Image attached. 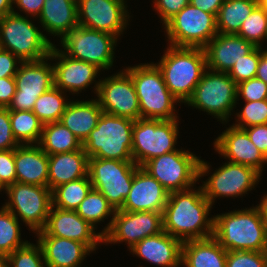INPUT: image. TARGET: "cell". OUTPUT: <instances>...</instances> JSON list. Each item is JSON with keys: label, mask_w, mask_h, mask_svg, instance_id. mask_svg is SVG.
Segmentation results:
<instances>
[{"label": "cell", "mask_w": 267, "mask_h": 267, "mask_svg": "<svg viewBox=\"0 0 267 267\" xmlns=\"http://www.w3.org/2000/svg\"><path fill=\"white\" fill-rule=\"evenodd\" d=\"M196 188L170 192L163 211V231L181 242L205 239L214 233V217L209 216L213 205L202 187Z\"/></svg>", "instance_id": "obj_1"}, {"label": "cell", "mask_w": 267, "mask_h": 267, "mask_svg": "<svg viewBox=\"0 0 267 267\" xmlns=\"http://www.w3.org/2000/svg\"><path fill=\"white\" fill-rule=\"evenodd\" d=\"M213 237L227 251H264L267 227L255 206L214 215Z\"/></svg>", "instance_id": "obj_2"}, {"label": "cell", "mask_w": 267, "mask_h": 267, "mask_svg": "<svg viewBox=\"0 0 267 267\" xmlns=\"http://www.w3.org/2000/svg\"><path fill=\"white\" fill-rule=\"evenodd\" d=\"M167 46L155 65L171 94L186 105L207 69L206 54L204 48Z\"/></svg>", "instance_id": "obj_3"}, {"label": "cell", "mask_w": 267, "mask_h": 267, "mask_svg": "<svg viewBox=\"0 0 267 267\" xmlns=\"http://www.w3.org/2000/svg\"><path fill=\"white\" fill-rule=\"evenodd\" d=\"M124 70L134 83L142 119H179L175 103L177 105L180 102L167 88L162 73L154 62L140 63Z\"/></svg>", "instance_id": "obj_4"}, {"label": "cell", "mask_w": 267, "mask_h": 267, "mask_svg": "<svg viewBox=\"0 0 267 267\" xmlns=\"http://www.w3.org/2000/svg\"><path fill=\"white\" fill-rule=\"evenodd\" d=\"M200 158L190 150L181 148L150 159L142 168L157 179L169 193L183 191L195 187L196 183L200 182L199 179L212 173V165Z\"/></svg>", "instance_id": "obj_5"}, {"label": "cell", "mask_w": 267, "mask_h": 267, "mask_svg": "<svg viewBox=\"0 0 267 267\" xmlns=\"http://www.w3.org/2000/svg\"><path fill=\"white\" fill-rule=\"evenodd\" d=\"M134 120L102 113L96 127L82 143L88 158L133 161L132 129Z\"/></svg>", "instance_id": "obj_6"}, {"label": "cell", "mask_w": 267, "mask_h": 267, "mask_svg": "<svg viewBox=\"0 0 267 267\" xmlns=\"http://www.w3.org/2000/svg\"><path fill=\"white\" fill-rule=\"evenodd\" d=\"M28 16L13 9L0 20V48L12 52L22 62L49 57L53 43Z\"/></svg>", "instance_id": "obj_7"}, {"label": "cell", "mask_w": 267, "mask_h": 267, "mask_svg": "<svg viewBox=\"0 0 267 267\" xmlns=\"http://www.w3.org/2000/svg\"><path fill=\"white\" fill-rule=\"evenodd\" d=\"M236 90L237 84L228 73L207 68L186 104L225 124L238 104Z\"/></svg>", "instance_id": "obj_8"}, {"label": "cell", "mask_w": 267, "mask_h": 267, "mask_svg": "<svg viewBox=\"0 0 267 267\" xmlns=\"http://www.w3.org/2000/svg\"><path fill=\"white\" fill-rule=\"evenodd\" d=\"M179 120L138 119L132 129L133 162L142 167L150 159L175 150Z\"/></svg>", "instance_id": "obj_9"}, {"label": "cell", "mask_w": 267, "mask_h": 267, "mask_svg": "<svg viewBox=\"0 0 267 267\" xmlns=\"http://www.w3.org/2000/svg\"><path fill=\"white\" fill-rule=\"evenodd\" d=\"M138 168L133 161L88 158V175L92 187L103 194L115 211L122 208L128 197Z\"/></svg>", "instance_id": "obj_10"}, {"label": "cell", "mask_w": 267, "mask_h": 267, "mask_svg": "<svg viewBox=\"0 0 267 267\" xmlns=\"http://www.w3.org/2000/svg\"><path fill=\"white\" fill-rule=\"evenodd\" d=\"M162 27L174 47L204 48L218 34L216 16L190 3Z\"/></svg>", "instance_id": "obj_11"}, {"label": "cell", "mask_w": 267, "mask_h": 267, "mask_svg": "<svg viewBox=\"0 0 267 267\" xmlns=\"http://www.w3.org/2000/svg\"><path fill=\"white\" fill-rule=\"evenodd\" d=\"M5 192L8 201L3 206L32 233L42 231L52 206V190L48 186L15 182L6 187Z\"/></svg>", "instance_id": "obj_12"}, {"label": "cell", "mask_w": 267, "mask_h": 267, "mask_svg": "<svg viewBox=\"0 0 267 267\" xmlns=\"http://www.w3.org/2000/svg\"><path fill=\"white\" fill-rule=\"evenodd\" d=\"M118 39L108 33L77 26L60 40L61 51L100 70L112 68Z\"/></svg>", "instance_id": "obj_13"}, {"label": "cell", "mask_w": 267, "mask_h": 267, "mask_svg": "<svg viewBox=\"0 0 267 267\" xmlns=\"http://www.w3.org/2000/svg\"><path fill=\"white\" fill-rule=\"evenodd\" d=\"M262 174L255 168L227 160L221 167H218L208 179L202 181L204 196L214 205L217 198H237L253 190Z\"/></svg>", "instance_id": "obj_14"}, {"label": "cell", "mask_w": 267, "mask_h": 267, "mask_svg": "<svg viewBox=\"0 0 267 267\" xmlns=\"http://www.w3.org/2000/svg\"><path fill=\"white\" fill-rule=\"evenodd\" d=\"M49 57L22 62L15 74L16 92L7 107L14 111H32L40 95L54 86V69Z\"/></svg>", "instance_id": "obj_15"}, {"label": "cell", "mask_w": 267, "mask_h": 267, "mask_svg": "<svg viewBox=\"0 0 267 267\" xmlns=\"http://www.w3.org/2000/svg\"><path fill=\"white\" fill-rule=\"evenodd\" d=\"M162 231V212L116 210L109 230L103 235V244L125 242L128 244V249H131L144 238L157 235Z\"/></svg>", "instance_id": "obj_16"}, {"label": "cell", "mask_w": 267, "mask_h": 267, "mask_svg": "<svg viewBox=\"0 0 267 267\" xmlns=\"http://www.w3.org/2000/svg\"><path fill=\"white\" fill-rule=\"evenodd\" d=\"M127 0H78V26L105 32L117 39L127 29Z\"/></svg>", "instance_id": "obj_17"}, {"label": "cell", "mask_w": 267, "mask_h": 267, "mask_svg": "<svg viewBox=\"0 0 267 267\" xmlns=\"http://www.w3.org/2000/svg\"><path fill=\"white\" fill-rule=\"evenodd\" d=\"M98 80L100 84L96 99L104 113L134 121L141 119L134 83L124 69L110 77Z\"/></svg>", "instance_id": "obj_18"}, {"label": "cell", "mask_w": 267, "mask_h": 267, "mask_svg": "<svg viewBox=\"0 0 267 267\" xmlns=\"http://www.w3.org/2000/svg\"><path fill=\"white\" fill-rule=\"evenodd\" d=\"M49 61H56V63H52L55 87L73 95L81 93L82 90L84 91L94 84L92 89H94L95 94L97 93L100 80L96 81L95 79L98 78L97 76L100 75L101 70L95 65L69 57L55 44L50 50Z\"/></svg>", "instance_id": "obj_19"}, {"label": "cell", "mask_w": 267, "mask_h": 267, "mask_svg": "<svg viewBox=\"0 0 267 267\" xmlns=\"http://www.w3.org/2000/svg\"><path fill=\"white\" fill-rule=\"evenodd\" d=\"M73 210L51 206L47 223L36 236H55L84 243L92 252L103 244V235ZM102 243V244H101Z\"/></svg>", "instance_id": "obj_20"}, {"label": "cell", "mask_w": 267, "mask_h": 267, "mask_svg": "<svg viewBox=\"0 0 267 267\" xmlns=\"http://www.w3.org/2000/svg\"><path fill=\"white\" fill-rule=\"evenodd\" d=\"M213 147L229 162L247 165L262 174L267 158L252 143L244 129L230 125L215 139Z\"/></svg>", "instance_id": "obj_21"}, {"label": "cell", "mask_w": 267, "mask_h": 267, "mask_svg": "<svg viewBox=\"0 0 267 267\" xmlns=\"http://www.w3.org/2000/svg\"><path fill=\"white\" fill-rule=\"evenodd\" d=\"M169 192L145 169L139 167L133 177L128 197L120 210L128 212H162L167 204Z\"/></svg>", "instance_id": "obj_22"}, {"label": "cell", "mask_w": 267, "mask_h": 267, "mask_svg": "<svg viewBox=\"0 0 267 267\" xmlns=\"http://www.w3.org/2000/svg\"><path fill=\"white\" fill-rule=\"evenodd\" d=\"M256 46L242 37L218 33L204 47L207 68L228 73L235 62L249 54Z\"/></svg>", "instance_id": "obj_23"}, {"label": "cell", "mask_w": 267, "mask_h": 267, "mask_svg": "<svg viewBox=\"0 0 267 267\" xmlns=\"http://www.w3.org/2000/svg\"><path fill=\"white\" fill-rule=\"evenodd\" d=\"M182 245L179 239L162 231L139 241L129 251L156 266L181 267Z\"/></svg>", "instance_id": "obj_24"}, {"label": "cell", "mask_w": 267, "mask_h": 267, "mask_svg": "<svg viewBox=\"0 0 267 267\" xmlns=\"http://www.w3.org/2000/svg\"><path fill=\"white\" fill-rule=\"evenodd\" d=\"M14 161L16 182L48 186V155L38 144L16 147Z\"/></svg>", "instance_id": "obj_25"}, {"label": "cell", "mask_w": 267, "mask_h": 267, "mask_svg": "<svg viewBox=\"0 0 267 267\" xmlns=\"http://www.w3.org/2000/svg\"><path fill=\"white\" fill-rule=\"evenodd\" d=\"M43 250L46 267H81L92 251L78 241L55 236H36Z\"/></svg>", "instance_id": "obj_26"}, {"label": "cell", "mask_w": 267, "mask_h": 267, "mask_svg": "<svg viewBox=\"0 0 267 267\" xmlns=\"http://www.w3.org/2000/svg\"><path fill=\"white\" fill-rule=\"evenodd\" d=\"M38 23L51 36L62 39L78 26L77 2L73 0H45Z\"/></svg>", "instance_id": "obj_27"}, {"label": "cell", "mask_w": 267, "mask_h": 267, "mask_svg": "<svg viewBox=\"0 0 267 267\" xmlns=\"http://www.w3.org/2000/svg\"><path fill=\"white\" fill-rule=\"evenodd\" d=\"M87 175L88 156L83 147L72 152L48 155V187L51 190Z\"/></svg>", "instance_id": "obj_28"}, {"label": "cell", "mask_w": 267, "mask_h": 267, "mask_svg": "<svg viewBox=\"0 0 267 267\" xmlns=\"http://www.w3.org/2000/svg\"><path fill=\"white\" fill-rule=\"evenodd\" d=\"M102 113L103 110L95 97L87 101L70 99L60 122L83 143L96 127Z\"/></svg>", "instance_id": "obj_29"}, {"label": "cell", "mask_w": 267, "mask_h": 267, "mask_svg": "<svg viewBox=\"0 0 267 267\" xmlns=\"http://www.w3.org/2000/svg\"><path fill=\"white\" fill-rule=\"evenodd\" d=\"M226 258L227 250L213 236L183 242V267H226Z\"/></svg>", "instance_id": "obj_30"}, {"label": "cell", "mask_w": 267, "mask_h": 267, "mask_svg": "<svg viewBox=\"0 0 267 267\" xmlns=\"http://www.w3.org/2000/svg\"><path fill=\"white\" fill-rule=\"evenodd\" d=\"M38 145L47 155L67 153L82 148V142L60 121L43 125Z\"/></svg>", "instance_id": "obj_31"}, {"label": "cell", "mask_w": 267, "mask_h": 267, "mask_svg": "<svg viewBox=\"0 0 267 267\" xmlns=\"http://www.w3.org/2000/svg\"><path fill=\"white\" fill-rule=\"evenodd\" d=\"M257 5V0H224L216 17L218 33L236 35Z\"/></svg>", "instance_id": "obj_32"}, {"label": "cell", "mask_w": 267, "mask_h": 267, "mask_svg": "<svg viewBox=\"0 0 267 267\" xmlns=\"http://www.w3.org/2000/svg\"><path fill=\"white\" fill-rule=\"evenodd\" d=\"M75 211L96 229L98 227L96 224L104 222L105 219L110 217L109 223L106 224L107 226L103 228L104 230H101L102 235L109 230L115 214L114 208L108 203L103 194L94 188L90 190Z\"/></svg>", "instance_id": "obj_33"}, {"label": "cell", "mask_w": 267, "mask_h": 267, "mask_svg": "<svg viewBox=\"0 0 267 267\" xmlns=\"http://www.w3.org/2000/svg\"><path fill=\"white\" fill-rule=\"evenodd\" d=\"M92 188L89 175L61 184L52 190V206L75 211Z\"/></svg>", "instance_id": "obj_34"}, {"label": "cell", "mask_w": 267, "mask_h": 267, "mask_svg": "<svg viewBox=\"0 0 267 267\" xmlns=\"http://www.w3.org/2000/svg\"><path fill=\"white\" fill-rule=\"evenodd\" d=\"M11 129L20 145L39 144L43 123L32 111L10 110Z\"/></svg>", "instance_id": "obj_35"}, {"label": "cell", "mask_w": 267, "mask_h": 267, "mask_svg": "<svg viewBox=\"0 0 267 267\" xmlns=\"http://www.w3.org/2000/svg\"><path fill=\"white\" fill-rule=\"evenodd\" d=\"M66 93L53 86L38 97L32 112L43 124L59 122L68 103Z\"/></svg>", "instance_id": "obj_36"}, {"label": "cell", "mask_w": 267, "mask_h": 267, "mask_svg": "<svg viewBox=\"0 0 267 267\" xmlns=\"http://www.w3.org/2000/svg\"><path fill=\"white\" fill-rule=\"evenodd\" d=\"M20 221L4 206L0 208V252L9 255L29 241L21 240Z\"/></svg>", "instance_id": "obj_37"}, {"label": "cell", "mask_w": 267, "mask_h": 267, "mask_svg": "<svg viewBox=\"0 0 267 267\" xmlns=\"http://www.w3.org/2000/svg\"><path fill=\"white\" fill-rule=\"evenodd\" d=\"M236 35L252 42L257 47H262V42L264 43V40H267V11L257 5L242 23Z\"/></svg>", "instance_id": "obj_38"}, {"label": "cell", "mask_w": 267, "mask_h": 267, "mask_svg": "<svg viewBox=\"0 0 267 267\" xmlns=\"http://www.w3.org/2000/svg\"><path fill=\"white\" fill-rule=\"evenodd\" d=\"M7 267H46L41 245L28 242L7 256Z\"/></svg>", "instance_id": "obj_39"}, {"label": "cell", "mask_w": 267, "mask_h": 267, "mask_svg": "<svg viewBox=\"0 0 267 267\" xmlns=\"http://www.w3.org/2000/svg\"><path fill=\"white\" fill-rule=\"evenodd\" d=\"M241 111L235 113L238 128H247L254 125L267 124V99L259 101H244Z\"/></svg>", "instance_id": "obj_40"}, {"label": "cell", "mask_w": 267, "mask_h": 267, "mask_svg": "<svg viewBox=\"0 0 267 267\" xmlns=\"http://www.w3.org/2000/svg\"><path fill=\"white\" fill-rule=\"evenodd\" d=\"M260 61V47H255L249 54L242 56L228 72L236 84L256 77Z\"/></svg>", "instance_id": "obj_41"}, {"label": "cell", "mask_w": 267, "mask_h": 267, "mask_svg": "<svg viewBox=\"0 0 267 267\" xmlns=\"http://www.w3.org/2000/svg\"><path fill=\"white\" fill-rule=\"evenodd\" d=\"M226 267H267L263 251H227Z\"/></svg>", "instance_id": "obj_42"}, {"label": "cell", "mask_w": 267, "mask_h": 267, "mask_svg": "<svg viewBox=\"0 0 267 267\" xmlns=\"http://www.w3.org/2000/svg\"><path fill=\"white\" fill-rule=\"evenodd\" d=\"M237 101H259L267 99V84L258 79L251 78L237 84Z\"/></svg>", "instance_id": "obj_43"}, {"label": "cell", "mask_w": 267, "mask_h": 267, "mask_svg": "<svg viewBox=\"0 0 267 267\" xmlns=\"http://www.w3.org/2000/svg\"><path fill=\"white\" fill-rule=\"evenodd\" d=\"M154 10L161 18L160 21L164 26L171 18L179 13L190 0H153Z\"/></svg>", "instance_id": "obj_44"}, {"label": "cell", "mask_w": 267, "mask_h": 267, "mask_svg": "<svg viewBox=\"0 0 267 267\" xmlns=\"http://www.w3.org/2000/svg\"><path fill=\"white\" fill-rule=\"evenodd\" d=\"M19 145L12 133L10 110L0 107V150L15 149Z\"/></svg>", "instance_id": "obj_45"}, {"label": "cell", "mask_w": 267, "mask_h": 267, "mask_svg": "<svg viewBox=\"0 0 267 267\" xmlns=\"http://www.w3.org/2000/svg\"><path fill=\"white\" fill-rule=\"evenodd\" d=\"M0 181L5 187L16 182L14 149L0 150Z\"/></svg>", "instance_id": "obj_46"}, {"label": "cell", "mask_w": 267, "mask_h": 267, "mask_svg": "<svg viewBox=\"0 0 267 267\" xmlns=\"http://www.w3.org/2000/svg\"><path fill=\"white\" fill-rule=\"evenodd\" d=\"M21 63L12 52L0 48V78L15 77Z\"/></svg>", "instance_id": "obj_47"}, {"label": "cell", "mask_w": 267, "mask_h": 267, "mask_svg": "<svg viewBox=\"0 0 267 267\" xmlns=\"http://www.w3.org/2000/svg\"><path fill=\"white\" fill-rule=\"evenodd\" d=\"M243 129L246 131L252 143L267 158V124L254 125Z\"/></svg>", "instance_id": "obj_48"}, {"label": "cell", "mask_w": 267, "mask_h": 267, "mask_svg": "<svg viewBox=\"0 0 267 267\" xmlns=\"http://www.w3.org/2000/svg\"><path fill=\"white\" fill-rule=\"evenodd\" d=\"M15 92V77L0 78V107L7 108Z\"/></svg>", "instance_id": "obj_49"}, {"label": "cell", "mask_w": 267, "mask_h": 267, "mask_svg": "<svg viewBox=\"0 0 267 267\" xmlns=\"http://www.w3.org/2000/svg\"><path fill=\"white\" fill-rule=\"evenodd\" d=\"M45 0H13V5L26 16L38 18ZM28 14V15H27Z\"/></svg>", "instance_id": "obj_50"}, {"label": "cell", "mask_w": 267, "mask_h": 267, "mask_svg": "<svg viewBox=\"0 0 267 267\" xmlns=\"http://www.w3.org/2000/svg\"><path fill=\"white\" fill-rule=\"evenodd\" d=\"M189 3L200 10L214 14L216 17L224 0H190Z\"/></svg>", "instance_id": "obj_51"}, {"label": "cell", "mask_w": 267, "mask_h": 267, "mask_svg": "<svg viewBox=\"0 0 267 267\" xmlns=\"http://www.w3.org/2000/svg\"><path fill=\"white\" fill-rule=\"evenodd\" d=\"M256 78L267 84V47H260V61L257 68Z\"/></svg>", "instance_id": "obj_52"}, {"label": "cell", "mask_w": 267, "mask_h": 267, "mask_svg": "<svg viewBox=\"0 0 267 267\" xmlns=\"http://www.w3.org/2000/svg\"><path fill=\"white\" fill-rule=\"evenodd\" d=\"M260 199V203L255 207L258 209L260 216L267 227V194L262 196Z\"/></svg>", "instance_id": "obj_53"}, {"label": "cell", "mask_w": 267, "mask_h": 267, "mask_svg": "<svg viewBox=\"0 0 267 267\" xmlns=\"http://www.w3.org/2000/svg\"><path fill=\"white\" fill-rule=\"evenodd\" d=\"M13 0H0V20L13 12Z\"/></svg>", "instance_id": "obj_54"}, {"label": "cell", "mask_w": 267, "mask_h": 267, "mask_svg": "<svg viewBox=\"0 0 267 267\" xmlns=\"http://www.w3.org/2000/svg\"><path fill=\"white\" fill-rule=\"evenodd\" d=\"M0 267H7V255L0 252Z\"/></svg>", "instance_id": "obj_55"}, {"label": "cell", "mask_w": 267, "mask_h": 267, "mask_svg": "<svg viewBox=\"0 0 267 267\" xmlns=\"http://www.w3.org/2000/svg\"><path fill=\"white\" fill-rule=\"evenodd\" d=\"M257 1H258V5L260 7H263L267 11V0H257Z\"/></svg>", "instance_id": "obj_56"}, {"label": "cell", "mask_w": 267, "mask_h": 267, "mask_svg": "<svg viewBox=\"0 0 267 267\" xmlns=\"http://www.w3.org/2000/svg\"><path fill=\"white\" fill-rule=\"evenodd\" d=\"M263 252H264L266 263H267V241H266V245H265V248H264Z\"/></svg>", "instance_id": "obj_57"}, {"label": "cell", "mask_w": 267, "mask_h": 267, "mask_svg": "<svg viewBox=\"0 0 267 267\" xmlns=\"http://www.w3.org/2000/svg\"><path fill=\"white\" fill-rule=\"evenodd\" d=\"M5 189H6V187L1 183V181H0V191L2 192V191H5Z\"/></svg>", "instance_id": "obj_58"}]
</instances>
